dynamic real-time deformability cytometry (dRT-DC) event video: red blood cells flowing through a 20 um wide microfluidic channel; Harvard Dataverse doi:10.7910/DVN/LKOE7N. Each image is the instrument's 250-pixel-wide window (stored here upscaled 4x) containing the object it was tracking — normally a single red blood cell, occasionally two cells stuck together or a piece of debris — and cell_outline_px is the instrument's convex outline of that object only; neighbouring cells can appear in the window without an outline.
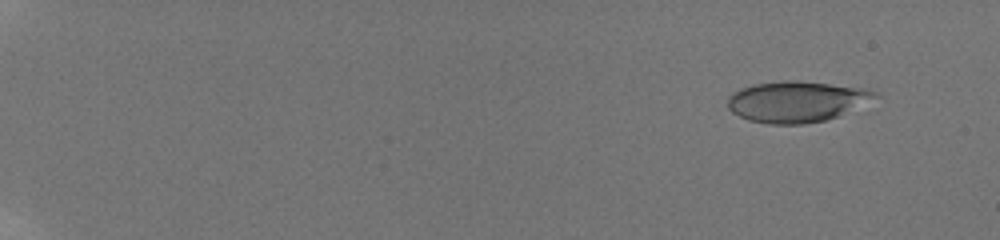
{"species": "human", "species_latin": "Homo sapiens", "temperature_condition": "room temperature", "stored_images_in_passage": 25, "camera_frame_rate_fps": 3000, "um_per_image_px": 0.085, "donor": {"sex": "male"}, "frame": {"image": 1, "passage_image": 5, "time_ms": 1.667, "image_size_px": [1000, 240], "cell_outline_px": [[880, 96], [836, 116], [824, 120], [804, 124], [768, 124], [748, 120], [732, 112], [728, 108], [728, 96], [732, 92], [740, 88], [752, 84], [784, 80], [796, 80], [868, 88], [876, 92]], "centroid_in_image_um": [67.67, 8.62], "position_along_channel_um": 17.3, "area_um2": 35.14}}
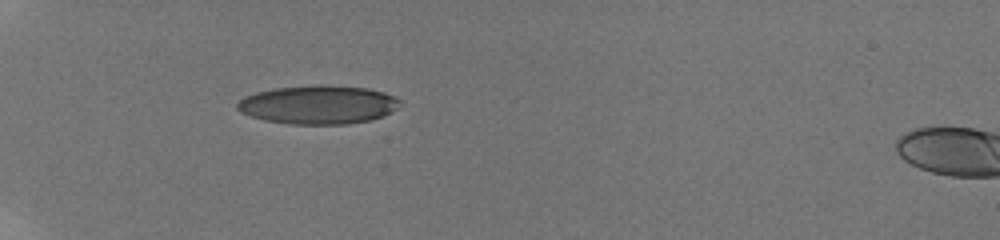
{"frame": {"image": 2, "passage_image": 17, "time_ms": 7.0, "image_size_px": [1000, 240], "cell_outline_px": [[404, 100], [400, 108], [384, 116], [368, 120], [348, 124], [292, 124], [264, 120], [240, 112], [236, 108], [236, 104], [244, 96], [256, 92], [276, 88], [368, 88], [384, 92], [396, 96]], "centroid_in_image_um": [27.11, 8.95], "position_along_channel_um": 57.9, "area_um2": 35.72}}
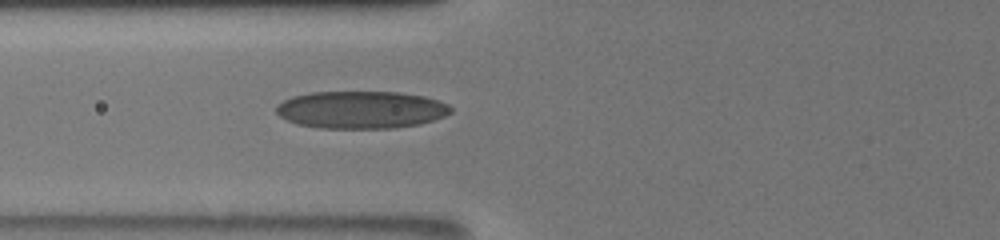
{"frame": {"image": 3, "passage_image": 22, "time_ms": 8.667, "image_size_px": [1000, 240], "cell_outline_px": [[452, 112], [444, 116], [420, 124], [392, 128], [320, 128], [296, 124], [280, 116], [276, 112], [276, 104], [292, 96], [312, 92], [400, 92], [424, 96], [440, 100], [448, 104], [452, 108]], "centroid_in_image_um": [30.7, 9.32], "position_along_channel_um": 95.1, "area_um2": 38.26}}